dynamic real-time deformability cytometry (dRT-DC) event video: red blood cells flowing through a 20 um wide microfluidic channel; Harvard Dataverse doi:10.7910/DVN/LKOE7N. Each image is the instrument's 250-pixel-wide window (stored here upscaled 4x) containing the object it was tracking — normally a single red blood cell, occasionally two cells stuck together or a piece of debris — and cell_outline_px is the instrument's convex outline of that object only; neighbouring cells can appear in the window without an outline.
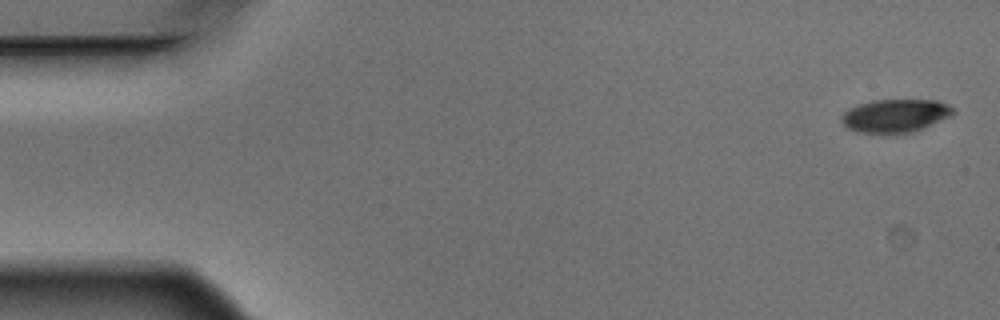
{"species": "Egyptian fruit bat (a non-hibernating species)", "species_latin": "Rousettus aegyptiacus", "temperature_condition": "warm", "stored_images_in_passage": 5, "camera_frame_rate_fps": 3000, "um_per_image_px": 0.085, "animal": {"sex": "male"}, "frame": {"image": 1, "passage_image": 1, "time_ms": 0.0, "image_size_px": [1000, 320], "cell_outline_px": [[956, 112], [924, 128], [912, 132], [860, 132], [848, 128], [840, 120], [840, 116], [848, 108], [872, 100], [936, 100], [948, 104]], "centroid_in_image_um": [76.08, 9.81], "position_along_channel_um": 8.9, "area_um2": 21.21}}
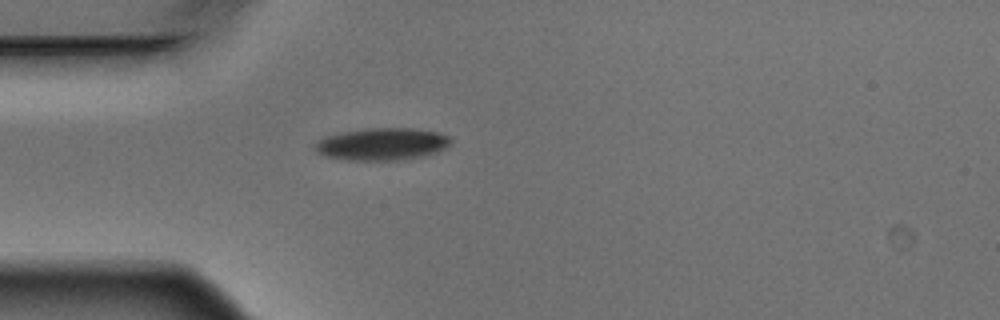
{"frame": {"image": 2, "passage_image": 5, "time_ms": 1.333, "image_size_px": [1000, 320], "cell_outline_px": [[452, 144], [436, 152], [424, 156], [404, 160], [344, 160], [320, 156], [316, 152], [312, 144], [324, 136], [344, 132], [368, 128], [412, 128], [440, 132], [452, 136]], "centroid_in_image_um": [32.46, 12.25], "position_along_channel_um": 52.5, "area_um2": 26.13}}